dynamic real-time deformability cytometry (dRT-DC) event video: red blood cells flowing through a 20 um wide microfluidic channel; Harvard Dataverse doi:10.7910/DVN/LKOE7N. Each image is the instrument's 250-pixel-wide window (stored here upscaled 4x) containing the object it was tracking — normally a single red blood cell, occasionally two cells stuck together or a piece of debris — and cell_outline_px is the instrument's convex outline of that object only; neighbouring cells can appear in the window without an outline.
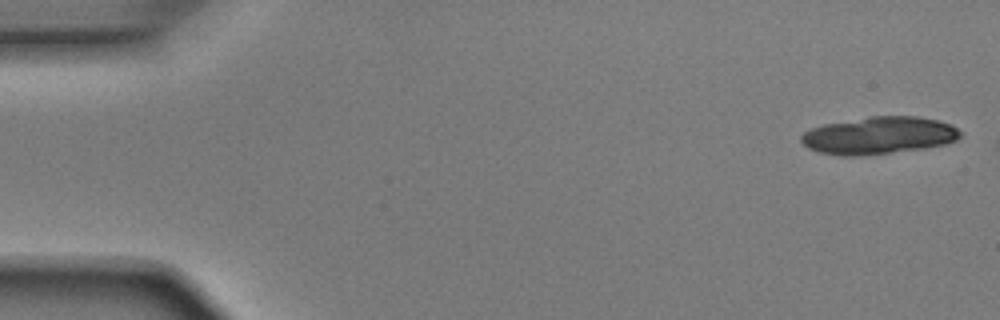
{"species": "Egyptian fruit bat (a non-hibernating species)", "species_latin": "Rousettus aegyptiacus", "temperature_condition": "room temperature", "stored_images_in_passage": 2, "camera_frame_rate_fps": 3000, "um_per_image_px": 0.085, "animal": {"sex": "male"}, "frame": {"image": 1, "passage_image": 1, "time_ms": 0.0, "image_size_px": [1000, 320], "cell_outline_px": [[960, 136], [956, 140], [948, 144], [924, 148], [860, 156], [836, 156], [820, 152], [808, 148], [800, 140], [800, 136], [804, 132], [812, 128], [824, 124], [868, 116], [920, 116], [940, 120], [952, 124], [960, 132]], "centroid_in_image_um": [74.71, 11.51], "position_along_channel_um": 10.3, "area_um2": 34.91}}